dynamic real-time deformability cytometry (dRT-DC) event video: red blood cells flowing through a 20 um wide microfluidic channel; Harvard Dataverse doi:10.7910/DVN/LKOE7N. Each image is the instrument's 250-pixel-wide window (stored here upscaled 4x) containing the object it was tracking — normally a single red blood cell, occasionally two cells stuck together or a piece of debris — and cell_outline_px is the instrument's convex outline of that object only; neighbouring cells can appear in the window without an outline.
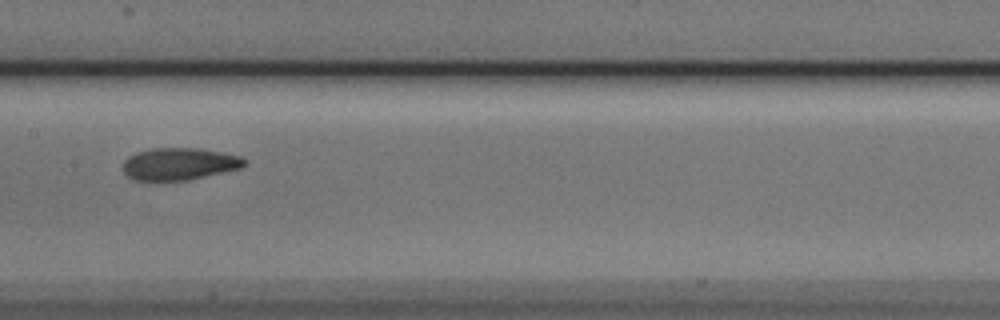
{"species": "Egyptian fruit bat (a non-hibernating species)", "species_latin": "Rousettus aegyptiacus", "temperature_condition": "cold", "stored_images_in_passage": 10, "camera_frame_rate_fps": 3000, "um_per_image_px": 0.085, "animal": {"sex": "male"}, "frame": {"image": 1, "passage_image": 9, "time_ms": 2.667, "image_size_px": [1000, 320], "cell_outline_px": [[248, 160], [240, 168], [188, 180], [132, 180], [124, 172], [124, 160], [128, 156], [136, 152], [152, 148], [196, 148], [224, 152], [240, 156]], "centroid_in_image_um": [15.23, 13.92], "position_along_channel_um": 192.2, "area_um2": 22.72}}
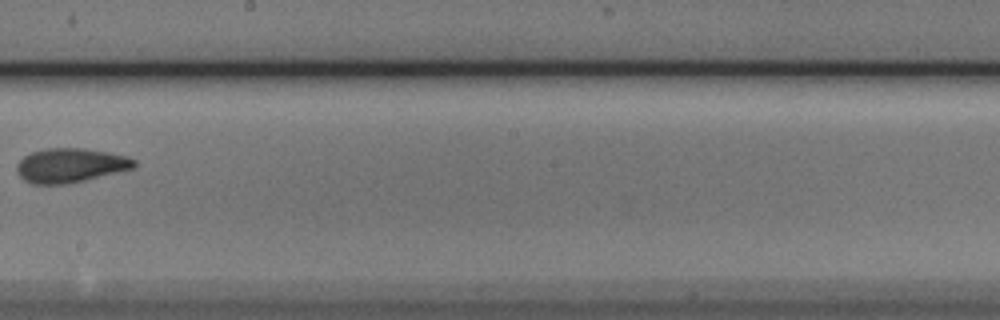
{"frame": {"image": 2, "passage_image": 10, "time_ms": 3.0, "image_size_px": [1000, 320], "cell_outline_px": [[136, 164], [132, 168], [68, 184], [32, 184], [24, 180], [20, 176], [16, 168], [16, 164], [24, 156], [32, 152], [44, 148], [84, 148], [108, 152], [128, 156], [136, 160]], "centroid_in_image_um": [5.96, 14.05], "position_along_channel_um": 242.2, "area_um2": 23.35}}